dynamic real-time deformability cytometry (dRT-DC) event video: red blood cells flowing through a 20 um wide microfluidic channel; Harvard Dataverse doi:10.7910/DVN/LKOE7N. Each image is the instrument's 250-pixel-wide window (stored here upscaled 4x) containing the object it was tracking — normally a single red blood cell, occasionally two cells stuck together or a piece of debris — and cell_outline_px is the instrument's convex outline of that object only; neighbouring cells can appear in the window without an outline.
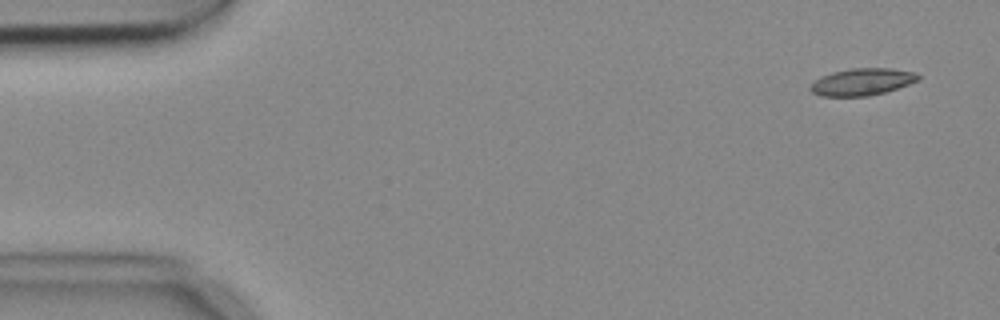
{"species": "common noctule bat (a hibernating species)", "species_latin": "Nyctalus noctula", "temperature_condition": "cold", "stored_images_in_passage": 13, "camera_frame_rate_fps": 3000, "um_per_image_px": 0.085, "animal": {"sex": "female", "body_mass_g": 18.4}, "frame": {"image": 1, "passage_image": 1, "time_ms": 0.0, "image_size_px": [1000, 320], "cell_outline_px": [[920, 80], [884, 92], [868, 96], [820, 96], [812, 92], [808, 88], [812, 80], [820, 76], [832, 72], [852, 68], [892, 68], [916, 72], [920, 76]], "centroid_in_image_um": [73.24, 6.95], "position_along_channel_um": 11.8, "area_um2": 17.17}}
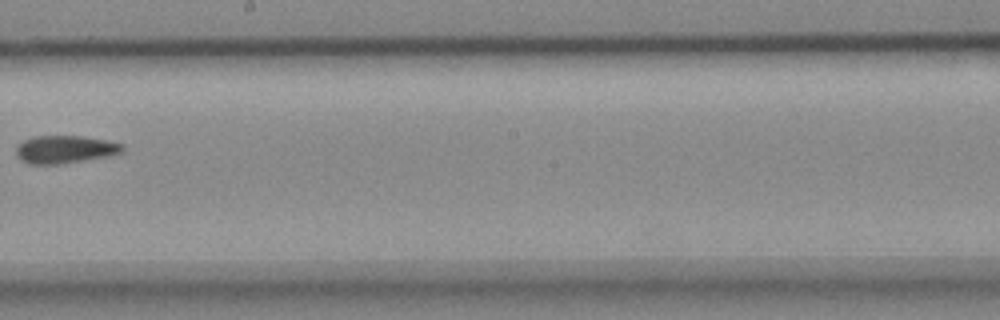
{"frame": {"image": 2, "passage_image": 8, "time_ms": 2.333, "image_size_px": [1000, 320], "cell_outline_px": [[124, 152], [108, 156], [56, 164], [28, 164], [20, 160], [16, 156], [16, 148], [24, 140], [32, 136], [84, 136], [124, 144]], "centroid_in_image_um": [5.51, 12.69], "position_along_channel_um": 242.7, "area_um2": 17.17}}
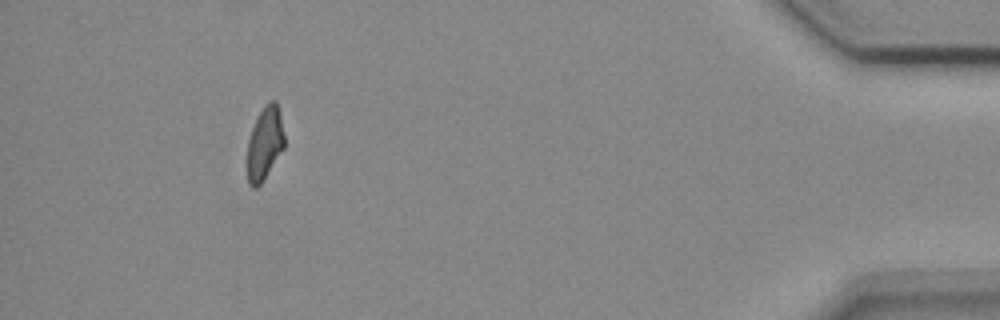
{"frame": {"image": 3, "passage_image": 13, "time_ms": 4.0, "image_size_px": [1000, 320], "cell_outline_px": [[284, 148], [264, 180], [256, 188], [252, 188], [248, 184], [248, 140], [252, 128], [264, 104], [268, 100], [276, 100], [280, 112], [284, 136]], "centroid_in_image_um": [22.51, 12.18], "position_along_channel_um": 412.7, "area_um2": 15.84}}